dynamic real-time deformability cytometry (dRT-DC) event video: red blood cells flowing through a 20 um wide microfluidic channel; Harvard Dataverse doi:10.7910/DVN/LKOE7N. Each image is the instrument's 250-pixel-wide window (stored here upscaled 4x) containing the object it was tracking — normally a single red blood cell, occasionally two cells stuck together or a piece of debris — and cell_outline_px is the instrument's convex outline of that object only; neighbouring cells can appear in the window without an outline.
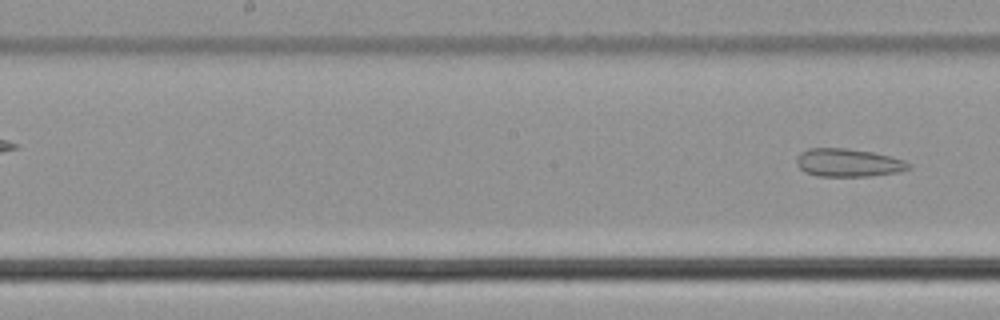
{"species": "common noctule bat (a hibernating species)", "species_latin": "Nyctalus noctula", "temperature_condition": "cold", "stored_images_in_passage": 11, "segment_of_instrument_passage": [3, 3], "camera_frame_rate_fps": 3000, "um_per_image_px": 0.085, "animal": {"sex": "male", "body_mass_g": 21.5, "forearm_length_mm": 52.0}, "frame": {"image": 1, "passage_image": 11, "time_ms": 3.333, "image_size_px": [1000, 320], "cell_outline_px": [[912, 168], [900, 172], [868, 176], [816, 176], [804, 172], [796, 164], [796, 160], [800, 152], [808, 148], [848, 148], [872, 152], [904, 160], [912, 164]], "centroid_in_image_um": [72.1, 13.83], "position_along_channel_um": 176.1, "area_um2": 18.5}}